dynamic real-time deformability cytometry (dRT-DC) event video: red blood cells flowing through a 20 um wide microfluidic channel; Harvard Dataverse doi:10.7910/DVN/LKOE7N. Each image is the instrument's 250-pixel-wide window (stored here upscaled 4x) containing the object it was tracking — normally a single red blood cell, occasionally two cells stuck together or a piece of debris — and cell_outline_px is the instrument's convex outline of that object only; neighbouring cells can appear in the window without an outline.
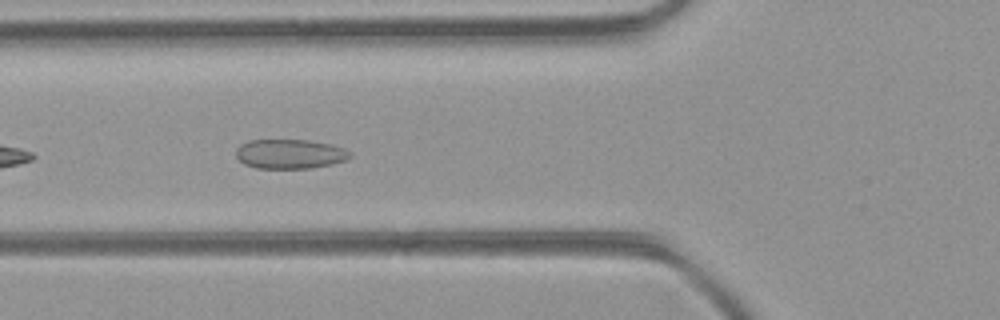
{"species": "common noctule bat (a hibernating species)", "species_latin": "Nyctalus noctula", "temperature_condition": "room temperature", "stored_images_in_passage": 35, "camera_frame_rate_fps": 3000, "um_per_image_px": 0.085, "animal": {"sex": "female", "body_mass_g": 21.9}, "frame": {"image": 1, "passage_image": 5, "time_ms": 1.333, "image_size_px": [1000, 320], "cell_outline_px": [[352, 156], [348, 160], [332, 164], [312, 168], [256, 168], [244, 164], [236, 156], [236, 148], [240, 144], [248, 140], [308, 140], [332, 144], [344, 148], [352, 152]], "centroid_in_image_um": [24.67, 13.08], "position_along_channel_um": 101.1, "area_um2": 19.83}}
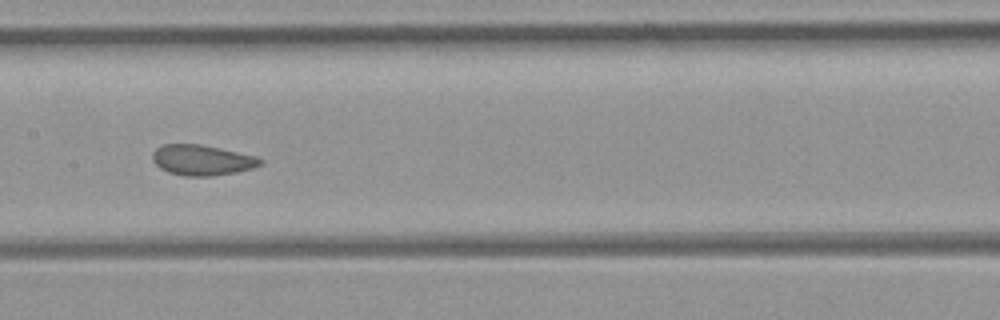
{"frame": {"image": 2, "passage_image": 11, "time_ms": 3.333, "image_size_px": [1000, 320], "cell_outline_px": [[264, 160], [260, 164], [252, 168], [236, 172], [212, 176], [184, 176], [168, 172], [160, 168], [152, 160], [152, 152], [156, 148], [164, 144], [200, 144], [220, 148], [256, 156]], "centroid_in_image_um": [17.15, 13.6], "position_along_channel_um": 190.3, "area_um2": 19.13}}
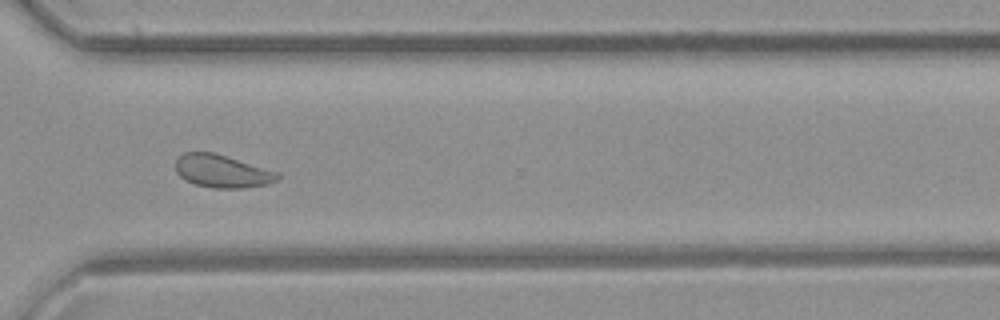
{"frame": {"image": 3, "passage_image": 22, "time_ms": 7.0, "image_size_px": [1000, 320], "cell_outline_px": [[280, 176], [276, 180], [264, 184], [244, 188], [212, 188], [196, 184], [184, 180], [176, 172], [176, 160], [184, 152], [212, 152], [280, 172]], "centroid_in_image_um": [18.86, 14.55], "position_along_channel_um": 351.7, "area_um2": 19.36}, "authors_computed_cell_mechanics": {"area_um2": 19.5364, "velocity_mm_per_s": 4.4182, "shape_relaxation_time_tau1_ms": null, "shape_relaxation_time_tau2_ms": 1.0763, "deformation_change_tau1": null, "deformation_change_tau2": 0.0765}}